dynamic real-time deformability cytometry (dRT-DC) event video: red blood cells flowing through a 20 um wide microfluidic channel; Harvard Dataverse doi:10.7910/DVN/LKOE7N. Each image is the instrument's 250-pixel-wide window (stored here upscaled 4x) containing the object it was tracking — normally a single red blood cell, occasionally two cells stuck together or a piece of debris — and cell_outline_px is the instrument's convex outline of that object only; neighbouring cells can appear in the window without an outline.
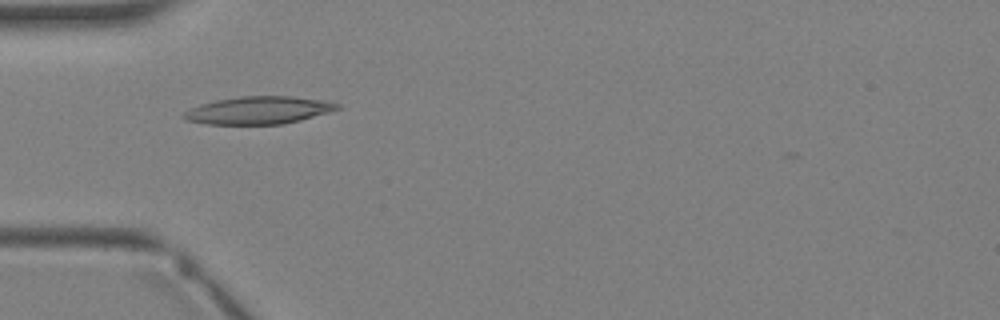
{"species": "Egyptian fruit bat (a non-hibernating species)", "species_latin": "Rousettus aegyptiacus", "temperature_condition": "warm", "stored_images_in_passage": 2, "camera_frame_rate_fps": 3000, "um_per_image_px": 0.085, "animal": {"sex": "female"}, "frame": {"image": 1, "passage_image": 2, "time_ms": 1.0, "image_size_px": [1000, 320], "cell_outline_px": [[340, 108], [328, 112], [300, 120], [284, 124], [204, 124], [188, 120], [180, 116], [184, 112], [200, 104], [216, 100], [240, 96], [288, 96], [324, 100], [340, 104]], "centroid_in_image_um": [21.96, 9.37], "position_along_channel_um": 63.0, "area_um2": 24.57}}